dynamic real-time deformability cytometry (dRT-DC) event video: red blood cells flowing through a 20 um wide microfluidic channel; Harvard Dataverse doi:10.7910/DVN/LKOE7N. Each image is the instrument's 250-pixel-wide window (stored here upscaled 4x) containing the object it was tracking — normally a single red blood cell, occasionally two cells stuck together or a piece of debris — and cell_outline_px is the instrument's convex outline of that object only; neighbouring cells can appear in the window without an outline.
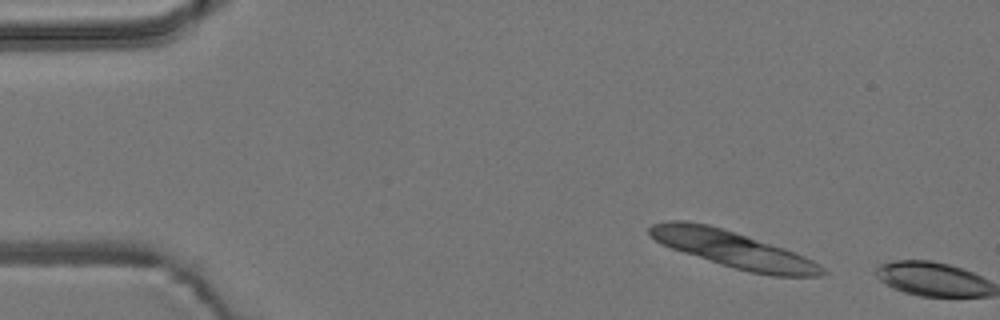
{"species": "common noctule bat (a hibernating species)", "species_latin": "Nyctalus noctula", "temperature_condition": "room temperature", "stored_images_in_passage": 3, "camera_frame_rate_fps": 3000, "um_per_image_px": 0.085, "animal": {"sex": "male", "body_mass_g": 19.2, "forearm_length_mm": 51.8}, "frame": {"image": 1, "passage_image": 2, "time_ms": 2.0, "image_size_px": [1000, 320], "cell_outline_px": [[828, 272], [824, 276], [772, 276], [748, 272], [720, 264], [672, 248], [656, 240], [648, 232], [648, 228], [652, 224], [668, 220], [684, 220], [708, 224], [724, 228], [784, 248], [804, 256], [820, 264]], "centroid_in_image_um": [62.35, 21.19], "position_along_channel_um": 22.6, "area_um2": 36.59}}